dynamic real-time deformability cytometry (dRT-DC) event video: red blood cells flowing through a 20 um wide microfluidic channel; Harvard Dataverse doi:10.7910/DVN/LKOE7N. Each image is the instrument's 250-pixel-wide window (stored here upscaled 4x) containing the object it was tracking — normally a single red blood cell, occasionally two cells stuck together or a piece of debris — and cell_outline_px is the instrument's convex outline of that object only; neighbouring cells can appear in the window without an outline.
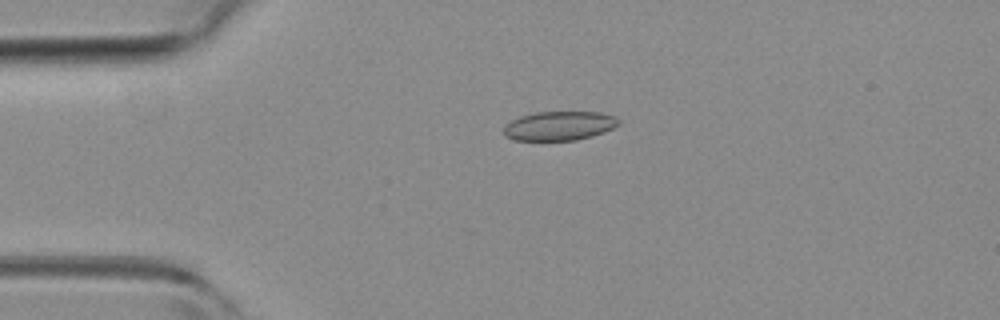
{"species": "common noctule bat (a hibernating species)", "species_latin": "Nyctalus noctula", "temperature_condition": "room temperature", "stored_images_in_passage": 14, "camera_frame_rate_fps": 3000, "um_per_image_px": 0.085, "animal": {"sex": "female", "body_mass_g": 19.3, "forearm_length_mm": 54.1}, "frame": {"image": 1, "passage_image": 1, "time_ms": 0.0, "image_size_px": [1000, 320], "cell_outline_px": [[620, 124], [604, 132], [592, 136], [576, 140], [516, 140], [504, 136], [504, 124], [508, 120], [532, 112], [600, 112], [616, 116], [620, 120]], "centroid_in_image_um": [47.52, 10.68], "position_along_channel_um": 37.5, "area_um2": 19.77}}
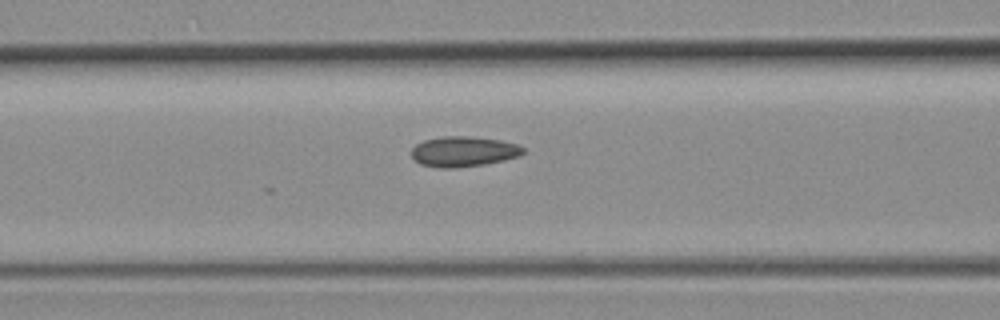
{"frame": {"image": 2, "passage_image": 10, "time_ms": 3.0, "image_size_px": [1000, 320], "cell_outline_px": [[524, 152], [520, 156], [504, 160], [484, 164], [452, 168], [436, 168], [420, 164], [412, 156], [412, 148], [416, 144], [424, 140], [444, 136], [472, 136], [500, 140], [516, 144], [524, 148]], "centroid_in_image_um": [39.39, 12.88], "position_along_channel_um": 127.2, "area_um2": 19.71}}
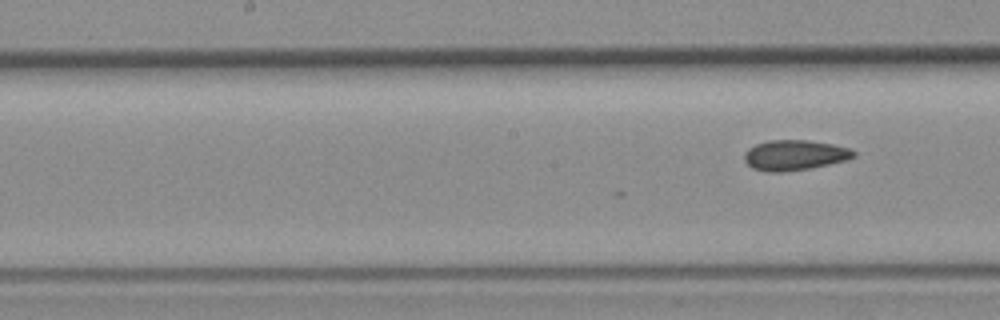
{"frame": {"image": 3, "passage_image": 14, "time_ms": 4.333, "image_size_px": [1000, 320], "cell_outline_px": [[856, 156], [848, 160], [808, 168], [784, 172], [764, 172], [752, 168], [744, 160], [744, 152], [748, 148], [756, 144], [768, 140], [808, 140], [832, 144], [852, 148], [856, 152]], "centroid_in_image_um": [67.54, 13.18], "position_along_channel_um": 180.7, "area_um2": 19.48}}